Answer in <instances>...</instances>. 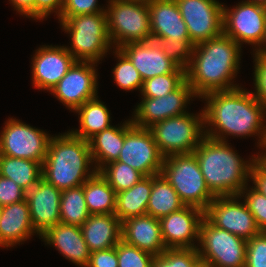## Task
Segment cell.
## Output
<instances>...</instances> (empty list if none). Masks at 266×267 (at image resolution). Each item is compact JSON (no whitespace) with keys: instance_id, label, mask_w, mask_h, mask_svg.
Listing matches in <instances>:
<instances>
[{"instance_id":"obj_1","label":"cell","mask_w":266,"mask_h":267,"mask_svg":"<svg viewBox=\"0 0 266 267\" xmlns=\"http://www.w3.org/2000/svg\"><path fill=\"white\" fill-rule=\"evenodd\" d=\"M201 99L207 101L203 108L206 137L227 142L228 135L240 138L257 136V147L262 149L265 146L266 106L254 97L252 91L237 87L209 92Z\"/></svg>"},{"instance_id":"obj_2","label":"cell","mask_w":266,"mask_h":267,"mask_svg":"<svg viewBox=\"0 0 266 267\" xmlns=\"http://www.w3.org/2000/svg\"><path fill=\"white\" fill-rule=\"evenodd\" d=\"M241 50V46L224 33L194 45L186 69V80L193 93L201 98L209 92L240 87L234 84V78L239 73Z\"/></svg>"},{"instance_id":"obj_3","label":"cell","mask_w":266,"mask_h":267,"mask_svg":"<svg viewBox=\"0 0 266 267\" xmlns=\"http://www.w3.org/2000/svg\"><path fill=\"white\" fill-rule=\"evenodd\" d=\"M193 154L196 156L207 188L214 196H233L248 186L256 156L244 160L228 142L204 137Z\"/></svg>"},{"instance_id":"obj_4","label":"cell","mask_w":266,"mask_h":267,"mask_svg":"<svg viewBox=\"0 0 266 267\" xmlns=\"http://www.w3.org/2000/svg\"><path fill=\"white\" fill-rule=\"evenodd\" d=\"M96 172L87 140L74 136L70 130L52 135L42 164V178L62 191L83 185Z\"/></svg>"},{"instance_id":"obj_5","label":"cell","mask_w":266,"mask_h":267,"mask_svg":"<svg viewBox=\"0 0 266 267\" xmlns=\"http://www.w3.org/2000/svg\"><path fill=\"white\" fill-rule=\"evenodd\" d=\"M60 26L70 34L68 52L76 61L98 63L113 47L106 12L59 17Z\"/></svg>"},{"instance_id":"obj_6","label":"cell","mask_w":266,"mask_h":267,"mask_svg":"<svg viewBox=\"0 0 266 267\" xmlns=\"http://www.w3.org/2000/svg\"><path fill=\"white\" fill-rule=\"evenodd\" d=\"M161 174L178 193L185 206L205 211L215 198L206 186L198 160L193 153L164 157Z\"/></svg>"},{"instance_id":"obj_7","label":"cell","mask_w":266,"mask_h":267,"mask_svg":"<svg viewBox=\"0 0 266 267\" xmlns=\"http://www.w3.org/2000/svg\"><path fill=\"white\" fill-rule=\"evenodd\" d=\"M105 7L108 33L114 49L127 43L152 40L147 1L109 0ZM116 45V46H115Z\"/></svg>"},{"instance_id":"obj_8","label":"cell","mask_w":266,"mask_h":267,"mask_svg":"<svg viewBox=\"0 0 266 267\" xmlns=\"http://www.w3.org/2000/svg\"><path fill=\"white\" fill-rule=\"evenodd\" d=\"M163 157L191 154L205 137L204 112L169 117L149 127Z\"/></svg>"},{"instance_id":"obj_9","label":"cell","mask_w":266,"mask_h":267,"mask_svg":"<svg viewBox=\"0 0 266 267\" xmlns=\"http://www.w3.org/2000/svg\"><path fill=\"white\" fill-rule=\"evenodd\" d=\"M246 247V239L202 220L197 247L202 261L212 267H245Z\"/></svg>"},{"instance_id":"obj_10","label":"cell","mask_w":266,"mask_h":267,"mask_svg":"<svg viewBox=\"0 0 266 267\" xmlns=\"http://www.w3.org/2000/svg\"><path fill=\"white\" fill-rule=\"evenodd\" d=\"M223 33L241 47L244 43L254 45L256 52L266 35V6L247 1L231 9L223 5Z\"/></svg>"},{"instance_id":"obj_11","label":"cell","mask_w":266,"mask_h":267,"mask_svg":"<svg viewBox=\"0 0 266 267\" xmlns=\"http://www.w3.org/2000/svg\"><path fill=\"white\" fill-rule=\"evenodd\" d=\"M51 137L41 129L9 117L0 133V155L29 159L42 165Z\"/></svg>"},{"instance_id":"obj_12","label":"cell","mask_w":266,"mask_h":267,"mask_svg":"<svg viewBox=\"0 0 266 267\" xmlns=\"http://www.w3.org/2000/svg\"><path fill=\"white\" fill-rule=\"evenodd\" d=\"M124 143L117 161L127 164L144 176L161 174L164 157L158 150L149 128L124 121Z\"/></svg>"},{"instance_id":"obj_13","label":"cell","mask_w":266,"mask_h":267,"mask_svg":"<svg viewBox=\"0 0 266 267\" xmlns=\"http://www.w3.org/2000/svg\"><path fill=\"white\" fill-rule=\"evenodd\" d=\"M238 199V195L215 196L204 217L217 228L249 240L261 231L245 202Z\"/></svg>"},{"instance_id":"obj_14","label":"cell","mask_w":266,"mask_h":267,"mask_svg":"<svg viewBox=\"0 0 266 267\" xmlns=\"http://www.w3.org/2000/svg\"><path fill=\"white\" fill-rule=\"evenodd\" d=\"M187 26L190 41L200 42L223 33V4L217 0H175Z\"/></svg>"},{"instance_id":"obj_15","label":"cell","mask_w":266,"mask_h":267,"mask_svg":"<svg viewBox=\"0 0 266 267\" xmlns=\"http://www.w3.org/2000/svg\"><path fill=\"white\" fill-rule=\"evenodd\" d=\"M96 66L97 63L94 62L76 61L51 89V94L71 111L96 98L98 96Z\"/></svg>"},{"instance_id":"obj_16","label":"cell","mask_w":266,"mask_h":267,"mask_svg":"<svg viewBox=\"0 0 266 267\" xmlns=\"http://www.w3.org/2000/svg\"><path fill=\"white\" fill-rule=\"evenodd\" d=\"M197 96L185 80L176 90L158 98H142L134 109L131 121L134 125L149 128L169 117L186 114L188 103Z\"/></svg>"},{"instance_id":"obj_17","label":"cell","mask_w":266,"mask_h":267,"mask_svg":"<svg viewBox=\"0 0 266 267\" xmlns=\"http://www.w3.org/2000/svg\"><path fill=\"white\" fill-rule=\"evenodd\" d=\"M204 211L184 206L160 219L161 235L166 249L197 248Z\"/></svg>"},{"instance_id":"obj_18","label":"cell","mask_w":266,"mask_h":267,"mask_svg":"<svg viewBox=\"0 0 266 267\" xmlns=\"http://www.w3.org/2000/svg\"><path fill=\"white\" fill-rule=\"evenodd\" d=\"M76 62L66 46L42 45L32 58V83L38 90L51 89L65 76Z\"/></svg>"},{"instance_id":"obj_19","label":"cell","mask_w":266,"mask_h":267,"mask_svg":"<svg viewBox=\"0 0 266 267\" xmlns=\"http://www.w3.org/2000/svg\"><path fill=\"white\" fill-rule=\"evenodd\" d=\"M32 226L41 236L60 223L61 190L41 178L26 193Z\"/></svg>"},{"instance_id":"obj_20","label":"cell","mask_w":266,"mask_h":267,"mask_svg":"<svg viewBox=\"0 0 266 267\" xmlns=\"http://www.w3.org/2000/svg\"><path fill=\"white\" fill-rule=\"evenodd\" d=\"M133 63L142 80L173 73L179 66L168 58L154 40L127 43L119 48Z\"/></svg>"},{"instance_id":"obj_21","label":"cell","mask_w":266,"mask_h":267,"mask_svg":"<svg viewBox=\"0 0 266 267\" xmlns=\"http://www.w3.org/2000/svg\"><path fill=\"white\" fill-rule=\"evenodd\" d=\"M152 40L171 38L179 41H190L187 26L181 16L175 0L147 1Z\"/></svg>"},{"instance_id":"obj_22","label":"cell","mask_w":266,"mask_h":267,"mask_svg":"<svg viewBox=\"0 0 266 267\" xmlns=\"http://www.w3.org/2000/svg\"><path fill=\"white\" fill-rule=\"evenodd\" d=\"M39 238L47 245H53L65 259L78 267L88 265L91 252L79 226L59 223L48 229Z\"/></svg>"},{"instance_id":"obj_23","label":"cell","mask_w":266,"mask_h":267,"mask_svg":"<svg viewBox=\"0 0 266 267\" xmlns=\"http://www.w3.org/2000/svg\"><path fill=\"white\" fill-rule=\"evenodd\" d=\"M122 240L153 256L160 255L166 250L160 220L147 214L122 222Z\"/></svg>"},{"instance_id":"obj_24","label":"cell","mask_w":266,"mask_h":267,"mask_svg":"<svg viewBox=\"0 0 266 267\" xmlns=\"http://www.w3.org/2000/svg\"><path fill=\"white\" fill-rule=\"evenodd\" d=\"M37 234L32 226L27 200L2 206L0 214V248L20 245Z\"/></svg>"},{"instance_id":"obj_25","label":"cell","mask_w":266,"mask_h":267,"mask_svg":"<svg viewBox=\"0 0 266 267\" xmlns=\"http://www.w3.org/2000/svg\"><path fill=\"white\" fill-rule=\"evenodd\" d=\"M80 228L90 252L113 248L122 239V222L115 214L90 215Z\"/></svg>"},{"instance_id":"obj_26","label":"cell","mask_w":266,"mask_h":267,"mask_svg":"<svg viewBox=\"0 0 266 267\" xmlns=\"http://www.w3.org/2000/svg\"><path fill=\"white\" fill-rule=\"evenodd\" d=\"M94 168L117 161L124 143V122L119 127L110 126L88 140Z\"/></svg>"},{"instance_id":"obj_27","label":"cell","mask_w":266,"mask_h":267,"mask_svg":"<svg viewBox=\"0 0 266 267\" xmlns=\"http://www.w3.org/2000/svg\"><path fill=\"white\" fill-rule=\"evenodd\" d=\"M152 190V175L145 176L130 189L116 193L115 215L121 222L125 219L146 215Z\"/></svg>"},{"instance_id":"obj_28","label":"cell","mask_w":266,"mask_h":267,"mask_svg":"<svg viewBox=\"0 0 266 267\" xmlns=\"http://www.w3.org/2000/svg\"><path fill=\"white\" fill-rule=\"evenodd\" d=\"M74 112L78 113L79 129L72 130L71 133L84 140H89L94 135L102 132L104 129L112 126L110 123V111L98 99V96L92 100L86 101Z\"/></svg>"},{"instance_id":"obj_29","label":"cell","mask_w":266,"mask_h":267,"mask_svg":"<svg viewBox=\"0 0 266 267\" xmlns=\"http://www.w3.org/2000/svg\"><path fill=\"white\" fill-rule=\"evenodd\" d=\"M83 192L90 215L115 214L116 193L99 172L83 184Z\"/></svg>"},{"instance_id":"obj_30","label":"cell","mask_w":266,"mask_h":267,"mask_svg":"<svg viewBox=\"0 0 266 267\" xmlns=\"http://www.w3.org/2000/svg\"><path fill=\"white\" fill-rule=\"evenodd\" d=\"M184 206L178 193L162 174L152 175V190L147 206V215L160 220Z\"/></svg>"},{"instance_id":"obj_31","label":"cell","mask_w":266,"mask_h":267,"mask_svg":"<svg viewBox=\"0 0 266 267\" xmlns=\"http://www.w3.org/2000/svg\"><path fill=\"white\" fill-rule=\"evenodd\" d=\"M0 175L27 192L42 178V165L29 159L0 155Z\"/></svg>"},{"instance_id":"obj_32","label":"cell","mask_w":266,"mask_h":267,"mask_svg":"<svg viewBox=\"0 0 266 267\" xmlns=\"http://www.w3.org/2000/svg\"><path fill=\"white\" fill-rule=\"evenodd\" d=\"M89 216L83 185L61 191L60 223L81 227Z\"/></svg>"},{"instance_id":"obj_33","label":"cell","mask_w":266,"mask_h":267,"mask_svg":"<svg viewBox=\"0 0 266 267\" xmlns=\"http://www.w3.org/2000/svg\"><path fill=\"white\" fill-rule=\"evenodd\" d=\"M115 193L130 189L145 176L125 163L113 161L98 171Z\"/></svg>"},{"instance_id":"obj_34","label":"cell","mask_w":266,"mask_h":267,"mask_svg":"<svg viewBox=\"0 0 266 267\" xmlns=\"http://www.w3.org/2000/svg\"><path fill=\"white\" fill-rule=\"evenodd\" d=\"M186 80V70L178 67L173 73L162 74L143 81L142 98H158L176 90Z\"/></svg>"},{"instance_id":"obj_35","label":"cell","mask_w":266,"mask_h":267,"mask_svg":"<svg viewBox=\"0 0 266 267\" xmlns=\"http://www.w3.org/2000/svg\"><path fill=\"white\" fill-rule=\"evenodd\" d=\"M113 52L118 59L112 70L116 85L125 91H141L143 80L131 60L120 49L115 48Z\"/></svg>"},{"instance_id":"obj_36","label":"cell","mask_w":266,"mask_h":267,"mask_svg":"<svg viewBox=\"0 0 266 267\" xmlns=\"http://www.w3.org/2000/svg\"><path fill=\"white\" fill-rule=\"evenodd\" d=\"M200 260L197 248L166 249L154 256L152 267H194Z\"/></svg>"},{"instance_id":"obj_37","label":"cell","mask_w":266,"mask_h":267,"mask_svg":"<svg viewBox=\"0 0 266 267\" xmlns=\"http://www.w3.org/2000/svg\"><path fill=\"white\" fill-rule=\"evenodd\" d=\"M118 267H152L154 256L120 240L116 245Z\"/></svg>"},{"instance_id":"obj_38","label":"cell","mask_w":266,"mask_h":267,"mask_svg":"<svg viewBox=\"0 0 266 267\" xmlns=\"http://www.w3.org/2000/svg\"><path fill=\"white\" fill-rule=\"evenodd\" d=\"M157 42L168 58L174 61L179 67L185 70L187 69L194 48V44L191 41H179L165 38L159 39Z\"/></svg>"},{"instance_id":"obj_39","label":"cell","mask_w":266,"mask_h":267,"mask_svg":"<svg viewBox=\"0 0 266 267\" xmlns=\"http://www.w3.org/2000/svg\"><path fill=\"white\" fill-rule=\"evenodd\" d=\"M250 187L246 186L238 196L244 199L248 210L255 218L259 230L266 232V196L259 193L253 187Z\"/></svg>"},{"instance_id":"obj_40","label":"cell","mask_w":266,"mask_h":267,"mask_svg":"<svg viewBox=\"0 0 266 267\" xmlns=\"http://www.w3.org/2000/svg\"><path fill=\"white\" fill-rule=\"evenodd\" d=\"M245 267H266V232L247 240Z\"/></svg>"},{"instance_id":"obj_41","label":"cell","mask_w":266,"mask_h":267,"mask_svg":"<svg viewBox=\"0 0 266 267\" xmlns=\"http://www.w3.org/2000/svg\"><path fill=\"white\" fill-rule=\"evenodd\" d=\"M106 12L100 7L98 0H64L60 17H73L81 14Z\"/></svg>"},{"instance_id":"obj_42","label":"cell","mask_w":266,"mask_h":267,"mask_svg":"<svg viewBox=\"0 0 266 267\" xmlns=\"http://www.w3.org/2000/svg\"><path fill=\"white\" fill-rule=\"evenodd\" d=\"M253 56V62H255L253 72L255 92L252 93L255 98L266 106V55Z\"/></svg>"},{"instance_id":"obj_43","label":"cell","mask_w":266,"mask_h":267,"mask_svg":"<svg viewBox=\"0 0 266 267\" xmlns=\"http://www.w3.org/2000/svg\"><path fill=\"white\" fill-rule=\"evenodd\" d=\"M26 191L13 180L0 175V205L5 206L26 199Z\"/></svg>"},{"instance_id":"obj_44","label":"cell","mask_w":266,"mask_h":267,"mask_svg":"<svg viewBox=\"0 0 266 267\" xmlns=\"http://www.w3.org/2000/svg\"><path fill=\"white\" fill-rule=\"evenodd\" d=\"M86 267H118L116 246L106 250L91 252Z\"/></svg>"},{"instance_id":"obj_45","label":"cell","mask_w":266,"mask_h":267,"mask_svg":"<svg viewBox=\"0 0 266 267\" xmlns=\"http://www.w3.org/2000/svg\"><path fill=\"white\" fill-rule=\"evenodd\" d=\"M64 0H34V20H42L55 12L61 16Z\"/></svg>"},{"instance_id":"obj_46","label":"cell","mask_w":266,"mask_h":267,"mask_svg":"<svg viewBox=\"0 0 266 267\" xmlns=\"http://www.w3.org/2000/svg\"><path fill=\"white\" fill-rule=\"evenodd\" d=\"M250 180L253 181L252 187L266 196V169L257 160L251 168Z\"/></svg>"},{"instance_id":"obj_47","label":"cell","mask_w":266,"mask_h":267,"mask_svg":"<svg viewBox=\"0 0 266 267\" xmlns=\"http://www.w3.org/2000/svg\"><path fill=\"white\" fill-rule=\"evenodd\" d=\"M15 11L34 20V0H9Z\"/></svg>"},{"instance_id":"obj_48","label":"cell","mask_w":266,"mask_h":267,"mask_svg":"<svg viewBox=\"0 0 266 267\" xmlns=\"http://www.w3.org/2000/svg\"><path fill=\"white\" fill-rule=\"evenodd\" d=\"M263 150V151H262ZM256 155V160L266 169V146ZM265 151V152H264Z\"/></svg>"},{"instance_id":"obj_49","label":"cell","mask_w":266,"mask_h":267,"mask_svg":"<svg viewBox=\"0 0 266 267\" xmlns=\"http://www.w3.org/2000/svg\"><path fill=\"white\" fill-rule=\"evenodd\" d=\"M253 54L254 55H266V35L260 48Z\"/></svg>"},{"instance_id":"obj_50","label":"cell","mask_w":266,"mask_h":267,"mask_svg":"<svg viewBox=\"0 0 266 267\" xmlns=\"http://www.w3.org/2000/svg\"><path fill=\"white\" fill-rule=\"evenodd\" d=\"M194 267H212L208 262L200 260Z\"/></svg>"},{"instance_id":"obj_51","label":"cell","mask_w":266,"mask_h":267,"mask_svg":"<svg viewBox=\"0 0 266 267\" xmlns=\"http://www.w3.org/2000/svg\"><path fill=\"white\" fill-rule=\"evenodd\" d=\"M244 1L252 2V3H256V4H260V5L266 6V0H244Z\"/></svg>"}]
</instances>
